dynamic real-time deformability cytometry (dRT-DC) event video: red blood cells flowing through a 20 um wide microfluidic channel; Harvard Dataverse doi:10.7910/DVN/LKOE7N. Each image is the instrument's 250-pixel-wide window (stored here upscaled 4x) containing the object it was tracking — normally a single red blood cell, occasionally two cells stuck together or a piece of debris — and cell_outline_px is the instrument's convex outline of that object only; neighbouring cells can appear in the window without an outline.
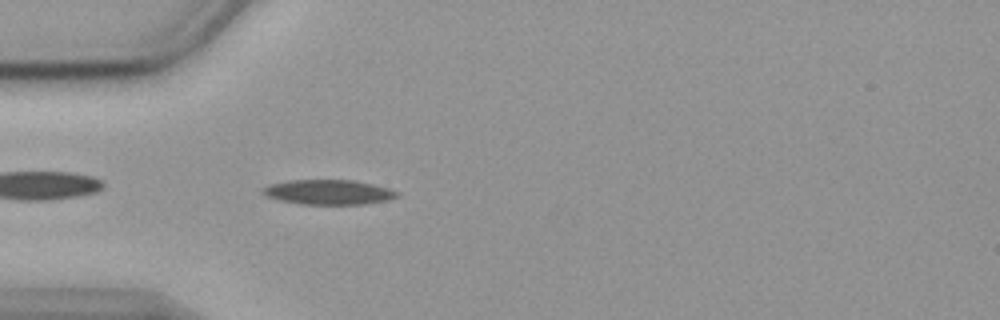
{"species": "common noctule bat (a hibernating species)", "species_latin": "Nyctalus noctula", "temperature_condition": "cold", "stored_images_in_passage": 43, "camera_frame_rate_fps": 3000, "um_per_image_px": 0.085, "animal": {"sex": "female", "body_mass_g": 19.9}, "frame": {"image": 1, "passage_image": 3, "time_ms": 0.667, "image_size_px": [1000, 320], "cell_outline_px": [[400, 196], [388, 200], [364, 204], [300, 204], [280, 200], [264, 196], [260, 192], [260, 188], [268, 184], [288, 180], [356, 180], [388, 188], [400, 192]], "centroid_in_image_um": [27.88, 16.33], "position_along_channel_um": 57.1, "area_um2": 19.71}}
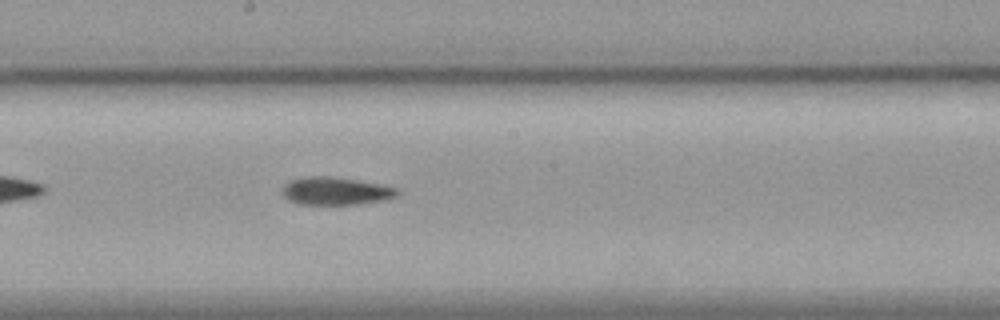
{"frame": {"image": 2, "passage_image": 17, "time_ms": 5.333, "image_size_px": [1000, 320], "cell_outline_px": [[400, 196], [388, 200], [360, 204], [296, 204], [288, 200], [284, 196], [284, 184], [292, 180], [308, 176], [332, 176], [380, 184], [400, 188]], "centroid_in_image_um": [28.63, 16.25], "position_along_channel_um": 219.6, "area_um2": 18.84}}
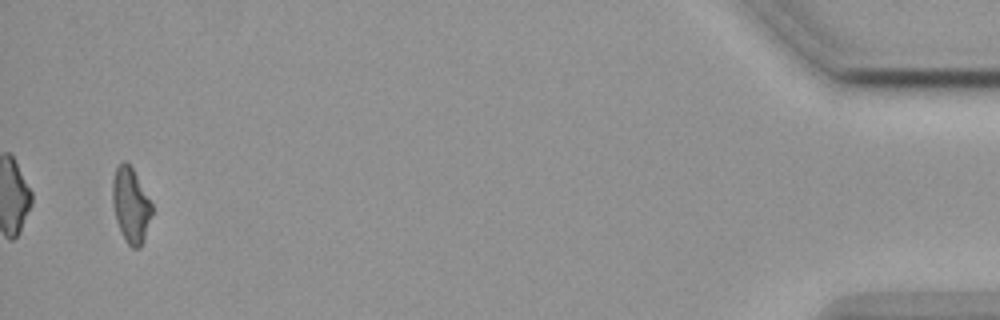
{"frame": {"image": 3, "passage_image": 41, "time_ms": 13.333, "image_size_px": [1000, 320], "cell_outline_px": [[152, 212], [144, 240], [140, 248], [132, 248], [124, 240], [116, 220], [112, 204], [112, 180], [116, 168], [124, 160], [132, 168], [152, 204]], "centroid_in_image_um": [11.1, 17.47], "position_along_channel_um": 424.1, "area_um2": 17.11}, "authors_computed_cell_mechanics": {"area_um2": 18.6116, "velocity_mm_per_s": 3.59, "shape_relaxation_time_tau1_ms": 5.6914, "shape_relaxation_time_tau2_ms": 8.4295, "deformation_change_tau1": 0.1506, "deformation_change_tau2": 0.1606}}